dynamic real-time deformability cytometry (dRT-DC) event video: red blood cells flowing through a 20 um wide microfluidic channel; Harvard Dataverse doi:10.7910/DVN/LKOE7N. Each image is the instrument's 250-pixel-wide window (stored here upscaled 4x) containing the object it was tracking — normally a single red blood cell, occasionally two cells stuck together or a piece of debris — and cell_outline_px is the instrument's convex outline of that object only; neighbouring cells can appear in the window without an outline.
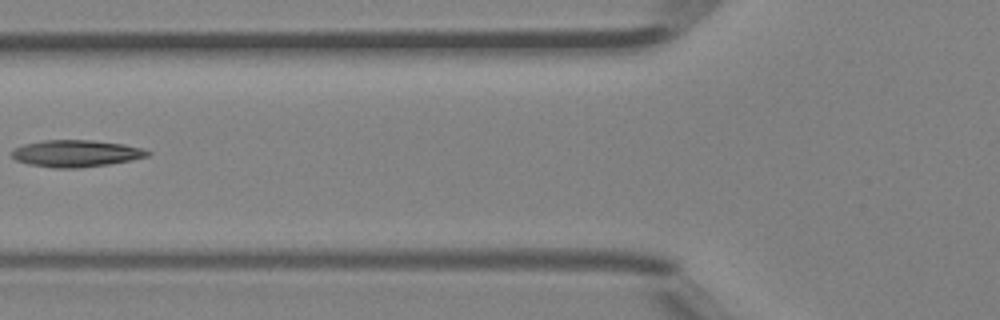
{"species": "Egyptian fruit bat (a non-hibernating species)", "species_latin": "Rousettus aegyptiacus", "temperature_condition": "room temperature", "stored_images_in_passage": 2, "camera_frame_rate_fps": 3000, "um_per_image_px": 0.085, "animal": {"sex": "female"}, "frame": {"image": 1, "passage_image": 2, "time_ms": 0.333, "image_size_px": [1000, 320], "cell_outline_px": [[152, 152], [148, 156], [132, 160], [108, 164], [80, 168], [52, 168], [28, 164], [16, 160], [12, 156], [12, 148], [24, 144], [44, 140], [92, 140], [124, 144], [144, 148]], "centroid_in_image_um": [6.47, 13.04], "position_along_channel_um": 119.3, "area_um2": 21.44}}